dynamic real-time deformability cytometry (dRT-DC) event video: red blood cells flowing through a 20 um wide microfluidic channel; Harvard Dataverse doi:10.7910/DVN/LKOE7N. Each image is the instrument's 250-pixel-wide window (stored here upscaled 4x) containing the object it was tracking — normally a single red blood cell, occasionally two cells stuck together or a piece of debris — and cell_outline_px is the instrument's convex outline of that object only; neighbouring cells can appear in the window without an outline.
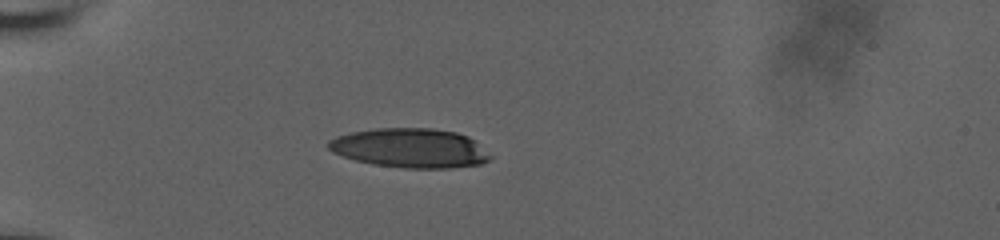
{"species": "human", "species_latin": "Homo sapiens", "temperature_condition": "room temperature", "stored_images_in_passage": 22, "camera_frame_rate_fps": 3000, "um_per_image_px": 0.085, "donor": {"sex": "male"}, "frame": {"image": 1, "passage_image": 1, "time_ms": 0.0, "image_size_px": [1000, 240], "cell_outline_px": [[492, 156], [488, 160], [480, 164], [452, 168], [404, 168], [372, 164], [356, 160], [332, 152], [328, 148], [328, 140], [336, 136], [352, 132], [376, 128], [432, 128], [456, 132], [468, 136]], "centroid_in_image_um": [34.84, 12.58], "position_along_channel_um": 50.2, "area_um2": 36.99}}
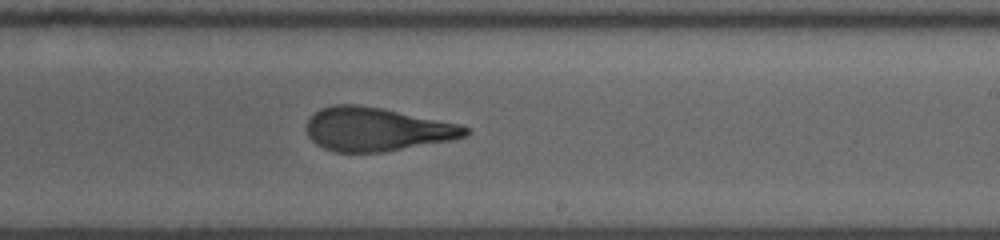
{"frame": {"image": 2, "passage_image": 12, "time_ms": 3.667, "image_size_px": [1000, 240], "cell_outline_px": [[468, 132], [464, 136], [452, 140], [384, 152], [336, 152], [324, 148], [316, 144], [308, 136], [304, 128], [308, 120], [320, 108], [332, 104], [356, 104], [380, 108], [460, 124], [468, 128]], "centroid_in_image_um": [31.97, 10.99], "position_along_channel_um": 257.0, "area_um2": 40.23}}
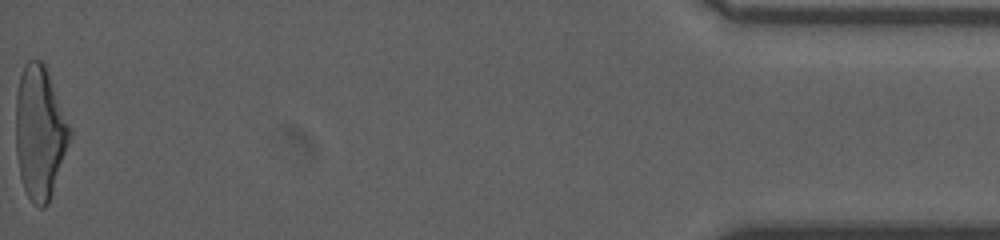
{"frame": {"image": 3, "passage_image": 22, "time_ms": 7.0, "image_size_px": [1000, 240], "cell_outline_px": [[72, 136], [48, 204], [44, 208], [40, 208], [28, 196], [24, 188], [20, 176], [16, 152], [16, 96], [20, 76], [24, 64], [28, 60], [40, 60], [44, 64], [72, 128]], "centroid_in_image_um": [3.4, 11.26], "position_along_channel_um": 431.8, "area_um2": 41.79}}